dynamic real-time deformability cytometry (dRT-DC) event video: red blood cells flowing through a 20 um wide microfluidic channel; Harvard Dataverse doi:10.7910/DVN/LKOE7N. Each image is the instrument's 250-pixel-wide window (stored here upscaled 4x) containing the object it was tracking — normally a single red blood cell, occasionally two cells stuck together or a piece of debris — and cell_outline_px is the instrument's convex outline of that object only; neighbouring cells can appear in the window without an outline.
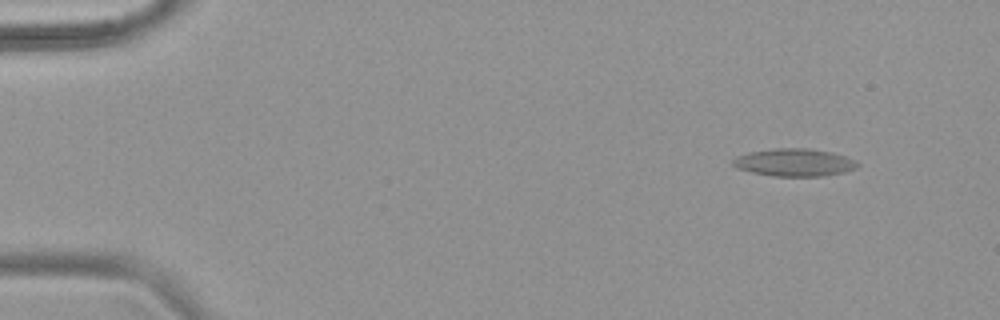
{"species": "common noctule bat (a hibernating species)", "species_latin": "Nyctalus noctula", "temperature_condition": "warm", "stored_images_in_passage": 56, "camera_frame_rate_fps": 3000, "um_per_image_px": 0.085, "animal": {"sex": "female", "body_mass_g": 18.4}, "frame": {"image": 1, "passage_image": 6, "time_ms": 1.667, "image_size_px": [1000, 320], "cell_outline_px": [[860, 164], [856, 168], [844, 172], [820, 176], [772, 176], [752, 172], [740, 168], [732, 164], [732, 160], [736, 156], [748, 152], [776, 148], [808, 148], [828, 152], [844, 156], [856, 160]], "centroid_in_image_um": [67.51, 13.8], "position_along_channel_um": 17.5, "area_um2": 19.88}}
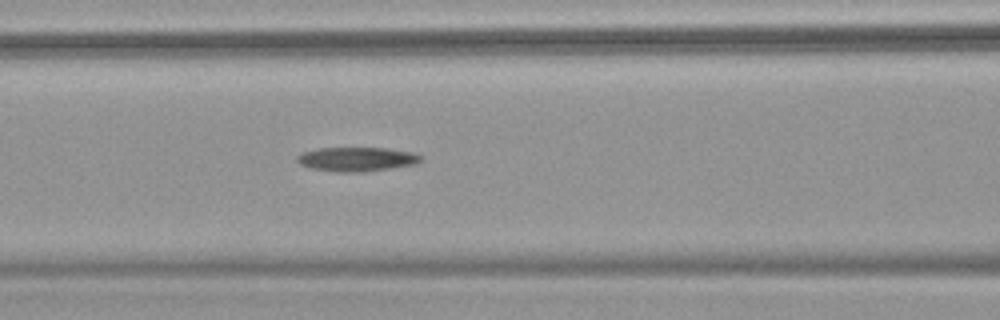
{"frame": {"image": 2, "passage_image": 25, "time_ms": 8.0, "image_size_px": [1000, 320], "cell_outline_px": [[420, 160], [416, 164], [364, 172], [336, 172], [312, 168], [300, 164], [296, 160], [296, 156], [304, 152], [320, 148], [388, 148], [412, 152], [420, 156]], "centroid_in_image_um": [30.31, 13.53], "position_along_channel_um": 136.3, "area_um2": 17.28}}
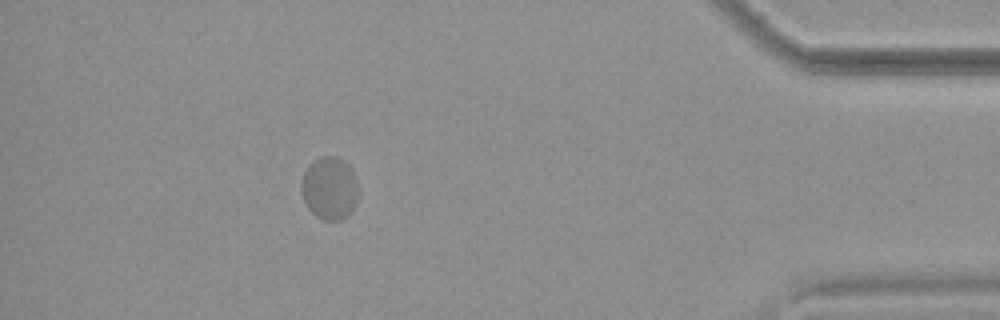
{"frame": {"image": 3, "passage_image": 51, "time_ms": 16.667, "image_size_px": [1000, 320], "cell_outline_px": [[356, 204], [352, 212], [348, 216], [340, 220], [324, 220], [316, 216], [308, 208], [304, 200], [300, 188], [300, 184], [304, 172], [308, 164], [312, 160], [320, 156], [336, 156], [344, 160], [352, 168], [356, 176]], "centroid_in_image_um": [28.0, 15.98], "position_along_channel_um": 407.2, "area_um2": 21.15}, "authors_computed_cell_mechanics": {"area_um2": 18.6405, "velocity_mm_per_s": 3.6567, "shape_relaxation_time_tau1_ms": 8.2343, "shape_relaxation_time_tau2_ms": 1.3939, "deformation_change_tau1": 0.1921, "deformation_change_tau2": 0.0345}}